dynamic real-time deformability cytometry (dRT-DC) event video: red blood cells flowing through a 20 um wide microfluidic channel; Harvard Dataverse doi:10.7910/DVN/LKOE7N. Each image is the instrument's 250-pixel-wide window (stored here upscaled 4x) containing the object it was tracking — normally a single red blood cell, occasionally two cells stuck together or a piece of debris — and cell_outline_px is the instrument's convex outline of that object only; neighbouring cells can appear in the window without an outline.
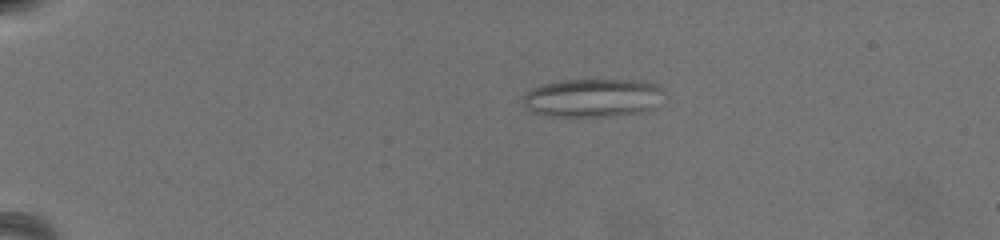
{"species": "common noctule bat (a hibernating species)", "species_latin": "Nyctalus noctula", "temperature_condition": "warm", "stored_images_in_passage": 15, "camera_frame_rate_fps": 3000, "um_per_image_px": 0.085, "animal": {"sex": "female", "body_mass_g": 19.5, "forearm_length_mm": 54.1}, "frame": {"image": 1, "passage_image": 3, "time_ms": 0.667, "image_size_px": [1000, 240], "cell_outline_px": [[660, 88], [652, 108], [640, 112], [612, 116], [544, 116], [532, 112], [524, 104], [524, 96], [532, 88], [544, 84], [560, 80], [644, 80]], "centroid_in_image_um": [50.27, 8.32], "position_along_channel_um": 34.7, "area_um2": 30.87}}
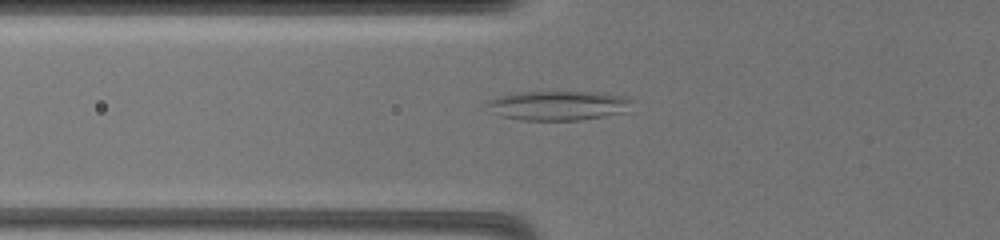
{"frame": {"image": 2, "passage_image": 15, "time_ms": 4.667, "image_size_px": [1000, 240], "cell_outline_px": [[632, 100], [628, 112], [580, 120], [520, 120], [500, 116], [492, 112], [484, 100], [496, 96], [512, 92], [604, 92], [620, 96]], "centroid_in_image_um": [47.39, 8.96], "position_along_channel_um": 78.4, "area_um2": 25.2}}